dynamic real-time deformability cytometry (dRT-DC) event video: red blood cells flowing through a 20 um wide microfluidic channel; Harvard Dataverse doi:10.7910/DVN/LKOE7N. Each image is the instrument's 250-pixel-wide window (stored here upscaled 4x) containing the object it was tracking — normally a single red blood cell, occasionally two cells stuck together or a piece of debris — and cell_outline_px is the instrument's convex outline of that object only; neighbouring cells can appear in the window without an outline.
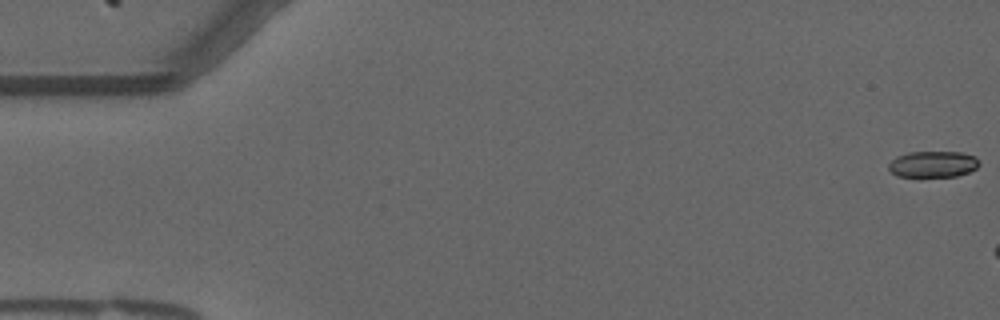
{"species": "common noctule bat (a hibernating species)", "species_latin": "Nyctalus noctula", "temperature_condition": "warm", "stored_images_in_passage": 6, "camera_frame_rate_fps": 3000, "um_per_image_px": 0.085, "animal": {"sex": "male", "forearm_length_mm": 52.5}, "frame": {"image": 1, "passage_image": 1, "time_ms": 0.0, "image_size_px": [1000, 320], "cell_outline_px": [[980, 164], [976, 168], [968, 172], [956, 176], [896, 176], [888, 168], [888, 164], [896, 156], [908, 152], [960, 152], [976, 156]], "centroid_in_image_um": [79.3, 13.94], "position_along_channel_um": 5.7, "area_um2": 13.81}}